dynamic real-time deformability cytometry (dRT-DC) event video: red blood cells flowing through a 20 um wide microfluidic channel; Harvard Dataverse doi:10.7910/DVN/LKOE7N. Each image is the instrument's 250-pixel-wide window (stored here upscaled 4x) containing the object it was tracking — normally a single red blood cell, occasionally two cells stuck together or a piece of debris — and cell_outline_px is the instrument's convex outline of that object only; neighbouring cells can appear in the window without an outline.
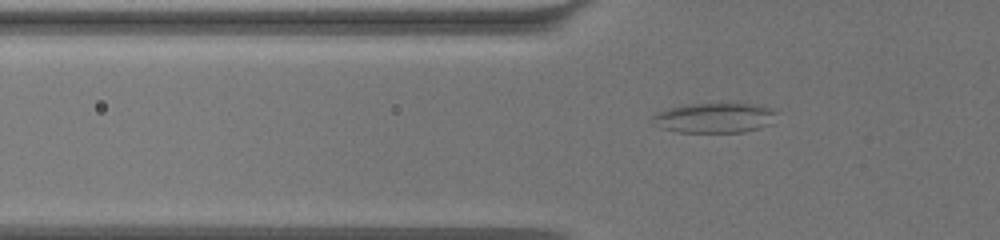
{"species": "common noctule bat (a hibernating species)", "species_latin": "Nyctalus noctula", "temperature_condition": "warm", "stored_images_in_passage": 43, "camera_frame_rate_fps": 3000, "um_per_image_px": 0.085, "animal": {"sex": "female", "body_mass_g": 19.5, "forearm_length_mm": 54.1}, "frame": {"image": 1, "passage_image": 4, "time_ms": 1.0, "image_size_px": [1000, 240], "cell_outline_px": [[776, 112], [772, 124], [760, 128], [744, 132], [680, 132], [660, 128], [652, 124], [648, 120], [656, 112], [668, 108], [688, 104], [752, 104], [768, 108]], "centroid_in_image_um": [60.65, 10.03], "position_along_channel_um": 65.1, "area_um2": 21.73}}
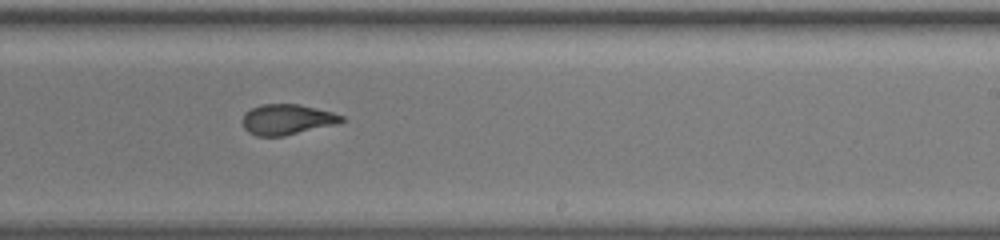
{"frame": {"image": 2, "passage_image": 22, "time_ms": 7.0, "image_size_px": [1000, 240], "cell_outline_px": [[344, 120], [336, 124], [284, 136], [256, 136], [248, 132], [244, 128], [244, 112], [260, 104], [300, 104], [332, 112], [344, 116]], "centroid_in_image_um": [24.39, 10.15], "position_along_channel_um": 264.6, "area_um2": 17.51}}
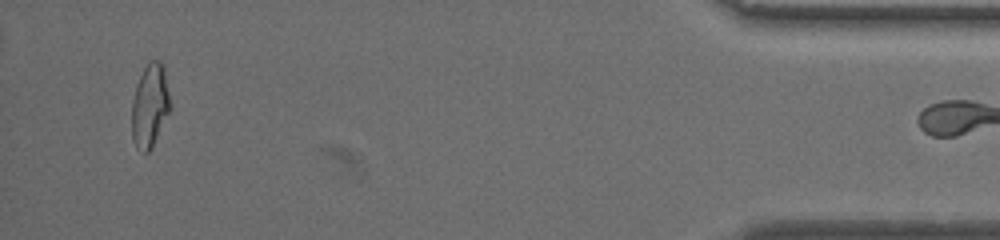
{"frame": {"image": 3, "passage_image": 42, "time_ms": 13.667, "image_size_px": [1000, 240], "cell_outline_px": [[168, 112], [152, 148], [148, 152], [144, 152], [136, 148], [132, 140], [132, 100], [136, 84], [144, 68], [152, 60], [160, 60], [164, 64], [168, 92]], "centroid_in_image_um": [12.71, 8.98], "position_along_channel_um": 422.5, "area_um2": 18.32}}